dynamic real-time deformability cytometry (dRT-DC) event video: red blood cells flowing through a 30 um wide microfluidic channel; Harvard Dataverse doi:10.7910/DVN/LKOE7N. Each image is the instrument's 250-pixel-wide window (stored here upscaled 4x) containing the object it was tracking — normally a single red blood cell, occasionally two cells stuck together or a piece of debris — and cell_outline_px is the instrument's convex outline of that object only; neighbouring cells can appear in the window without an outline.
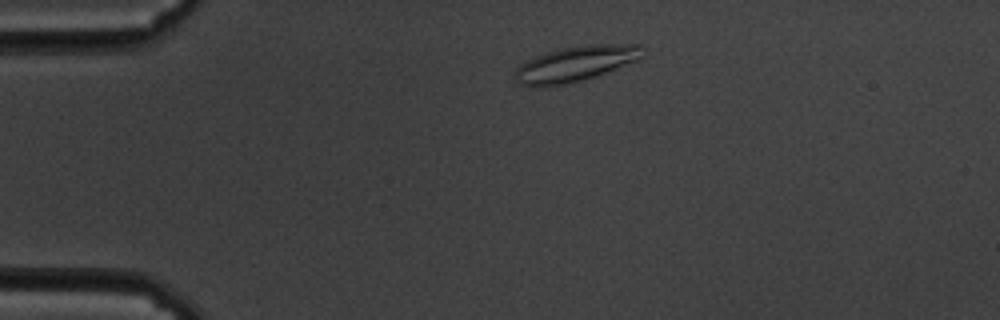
{"species": "common noctule bat (a hibernating species)", "species_latin": "Nyctalus noctula", "temperature_condition": "cold", "stored_images_in_passage": 47, "camera_frame_rate_fps": 3000, "um_per_image_px": 0.085, "animal": {"sex": "male", "body_mass_g": 19.5, "forearm_length_mm": 54.6}, "frame": {"image": 1, "passage_image": 1, "time_ms": 0.0, "image_size_px": [1000, 320], "cell_outline_px": [[640, 56], [636, 60], [604, 72], [580, 80], [564, 84], [536, 88], [532, 88], [516, 84], [512, 76], [516, 68], [520, 64], [536, 56], [560, 48], [588, 44], [640, 44]], "centroid_in_image_um": [48.76, 5.44], "position_along_channel_um": 36.2, "area_um2": 26.01}}
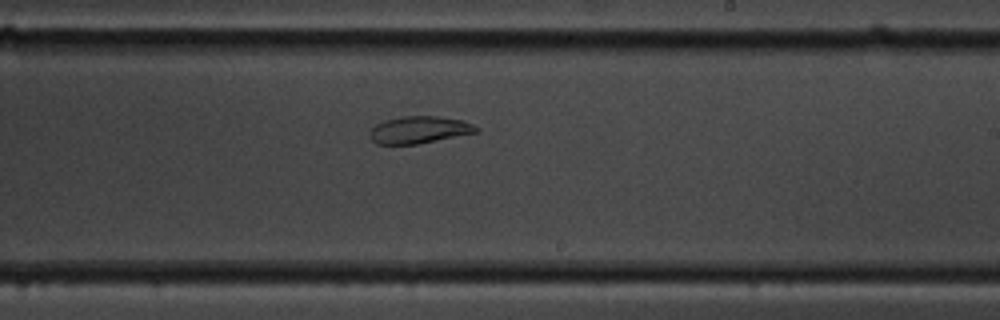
{"frame": {"image": 2, "passage_image": 24, "time_ms": 7.667, "image_size_px": [1000, 320], "cell_outline_px": [[480, 132], [416, 144], [376, 144], [368, 136], [368, 132], [376, 124], [384, 120], [400, 116], [440, 116], [464, 120], [480, 128]], "centroid_in_image_um": [35.64, 11.03], "position_along_channel_um": 253.4, "area_um2": 17.11}}
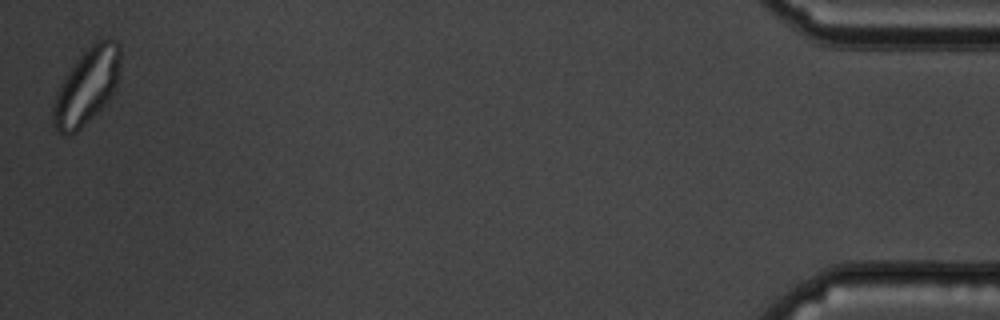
{"frame": {"image": 3, "passage_image": 47, "time_ms": 15.333, "image_size_px": [1000, 320], "cell_outline_px": [[120, 60], [116, 88], [108, 100], [76, 132], [64, 136], [52, 124], [52, 104], [56, 92], [64, 76], [80, 56], [100, 36], [108, 36], [116, 40], [120, 44]], "centroid_in_image_um": [7.37, 7.28], "position_along_channel_um": 427.8, "area_um2": 29.82}, "authors_computed_cell_mechanics": {"area_um2": 20.4612, "velocity_mm_per_s": 3.3875, "shape_relaxation_time_tau1_ms": null, "shape_relaxation_time_tau2_ms": 2.0694, "deformation_change_tau1": null, "deformation_change_tau2": 0.0429}}